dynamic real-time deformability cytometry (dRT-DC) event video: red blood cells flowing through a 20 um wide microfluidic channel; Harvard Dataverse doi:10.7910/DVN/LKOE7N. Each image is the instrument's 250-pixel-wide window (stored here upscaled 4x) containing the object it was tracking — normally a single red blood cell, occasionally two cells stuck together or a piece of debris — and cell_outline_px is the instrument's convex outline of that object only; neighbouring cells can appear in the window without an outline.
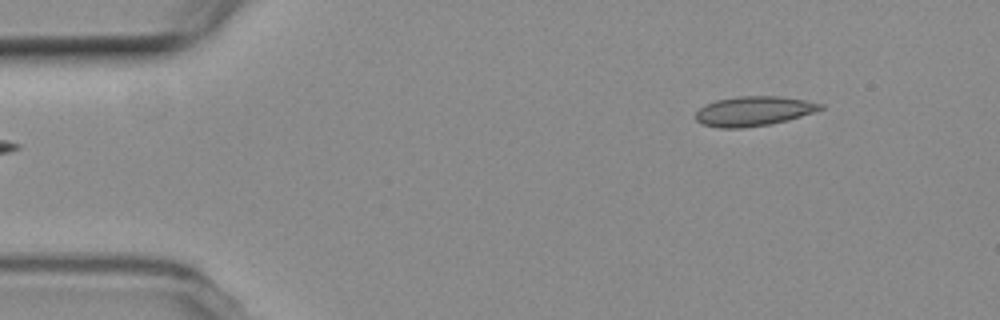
{"species": "common noctule bat (a hibernating species)", "species_latin": "Nyctalus noctula", "temperature_condition": "room temperature", "stored_images_in_passage": 5, "segment_of_instrument_passage": [2, 2], "camera_frame_rate_fps": 3000, "um_per_image_px": 0.085, "animal": {"sex": "female", "body_mass_g": 19.3, "forearm_length_mm": 54.1}, "frame": {"image": 1, "passage_image": 5, "time_ms": 5.0, "image_size_px": [1000, 320], "cell_outline_px": [[824, 108], [788, 120], [768, 124], [744, 128], [720, 128], [700, 124], [696, 120], [696, 112], [704, 104], [716, 100], [740, 96], [780, 96], [804, 100], [824, 104]], "centroid_in_image_um": [64.02, 9.44], "position_along_channel_um": 21.0, "area_um2": 21.5}}